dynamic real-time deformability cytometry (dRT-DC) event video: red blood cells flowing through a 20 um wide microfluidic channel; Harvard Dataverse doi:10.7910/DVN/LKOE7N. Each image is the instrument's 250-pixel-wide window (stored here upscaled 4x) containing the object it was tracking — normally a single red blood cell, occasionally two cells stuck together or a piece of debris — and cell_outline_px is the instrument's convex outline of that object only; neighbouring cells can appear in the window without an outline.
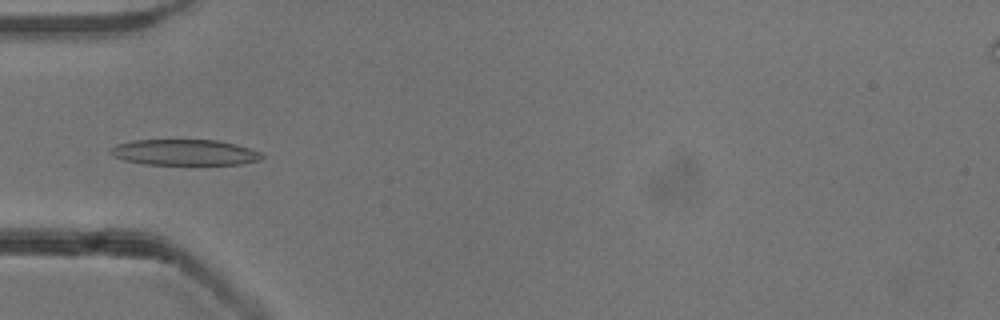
{"species": "common noctule bat (a hibernating species)", "species_latin": "Nyctalus noctula", "temperature_condition": "cold", "stored_images_in_passage": 4, "camera_frame_rate_fps": 3000, "um_per_image_px": 0.085, "animal": {"sex": "male", "body_mass_g": 13.3}, "frame": {"image": 1, "passage_image": 4, "time_ms": 4.333, "image_size_px": [1000, 320], "cell_outline_px": [[264, 156], [260, 160], [240, 164], [144, 164], [124, 160], [112, 156], [108, 152], [116, 144], [132, 140], [216, 140], [236, 144], [260, 152]], "centroid_in_image_um": [15.65, 12.95], "position_along_channel_um": 69.3, "area_um2": 22.72}}